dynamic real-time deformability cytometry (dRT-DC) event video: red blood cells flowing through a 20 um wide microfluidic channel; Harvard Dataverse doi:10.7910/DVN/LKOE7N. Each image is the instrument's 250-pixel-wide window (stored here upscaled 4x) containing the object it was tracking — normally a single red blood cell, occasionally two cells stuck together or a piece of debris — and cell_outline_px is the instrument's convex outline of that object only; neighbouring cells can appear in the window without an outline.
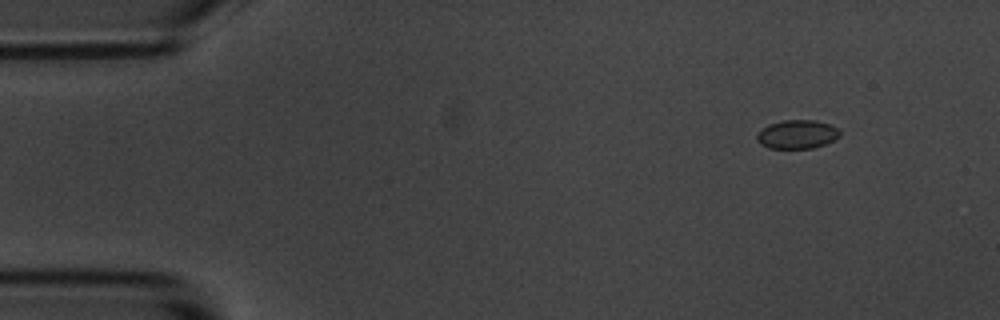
{"species": "common noctule bat (a hibernating species)", "species_latin": "Nyctalus noctula", "temperature_condition": "room temperature", "stored_images_in_passage": 2, "camera_frame_rate_fps": 3000, "um_per_image_px": 0.085, "animal": {"sex": "male", "body_mass_g": 20.1, "forearm_length_mm": 53.5}, "frame": {"image": 1, "passage_image": 2, "time_ms": 1.333, "image_size_px": [1000, 320], "cell_outline_px": [[840, 136], [824, 144], [812, 148], [768, 148], [760, 144], [756, 140], [756, 136], [760, 128], [768, 124], [784, 120], [816, 120], [828, 124], [836, 128], [840, 132]], "centroid_in_image_um": [67.7, 11.41], "position_along_channel_um": 17.3, "area_um2": 13.87}}